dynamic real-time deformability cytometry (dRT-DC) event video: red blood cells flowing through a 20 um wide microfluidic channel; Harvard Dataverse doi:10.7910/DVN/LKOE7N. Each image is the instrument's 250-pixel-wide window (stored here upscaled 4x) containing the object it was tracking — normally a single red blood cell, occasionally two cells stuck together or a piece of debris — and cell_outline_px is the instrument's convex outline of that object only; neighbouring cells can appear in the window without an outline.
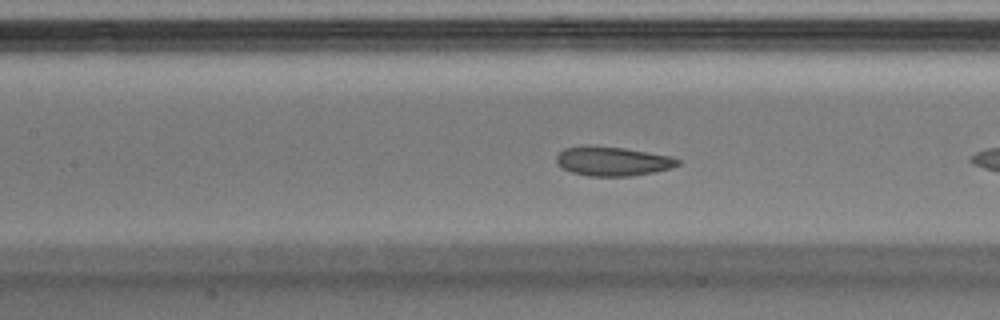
{"species": "Egyptian fruit bat (a non-hibernating species)", "species_latin": "Rousettus aegyptiacus", "temperature_condition": "warm", "stored_images_in_passage": 34, "camera_frame_rate_fps": 3000, "um_per_image_px": 0.085, "animal": {"sex": "male"}, "frame": {"image": 1, "passage_image": 15, "time_ms": 4.667, "image_size_px": [1000, 320], "cell_outline_px": [[680, 164], [672, 168], [656, 172], [632, 176], [588, 176], [572, 172], [556, 164], [556, 156], [564, 148], [588, 144], [624, 148], [672, 156], [680, 160]], "centroid_in_image_um": [52.08, 13.69], "position_along_channel_um": 155.3, "area_um2": 20.98}}